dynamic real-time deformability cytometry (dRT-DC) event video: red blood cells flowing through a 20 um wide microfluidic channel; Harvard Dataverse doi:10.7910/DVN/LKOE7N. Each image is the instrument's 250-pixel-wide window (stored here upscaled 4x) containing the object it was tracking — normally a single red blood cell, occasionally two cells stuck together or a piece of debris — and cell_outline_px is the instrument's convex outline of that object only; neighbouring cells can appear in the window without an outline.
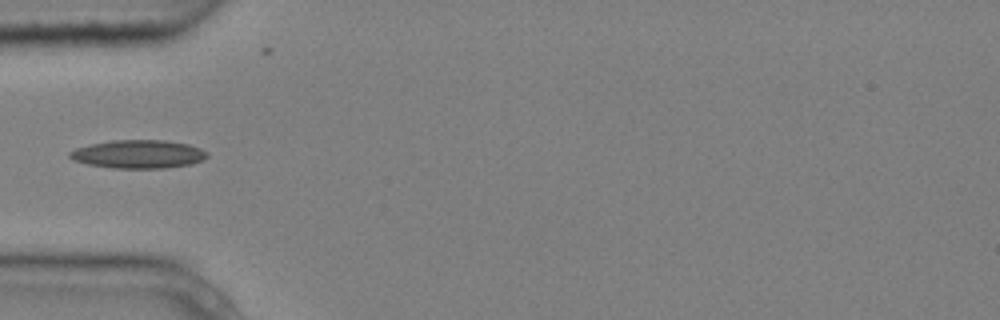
{"species": "common noctule bat (a hibernating species)", "species_latin": "Nyctalus noctula", "temperature_condition": "cold", "stored_images_in_passage": 5, "camera_frame_rate_fps": 3000, "um_per_image_px": 0.085, "animal": {"sex": "male", "body_mass_g": 20.4}, "frame": {"image": 1, "passage_image": 2, "time_ms": 0.333, "image_size_px": [1000, 320], "cell_outline_px": [[208, 156], [204, 160], [192, 164], [164, 168], [112, 168], [88, 164], [72, 160], [68, 156], [68, 152], [76, 148], [92, 144], [112, 140], [164, 140], [188, 144], [200, 148], [208, 152]], "centroid_in_image_um": [11.77, 13.1], "position_along_channel_um": 73.2, "area_um2": 22.77}}
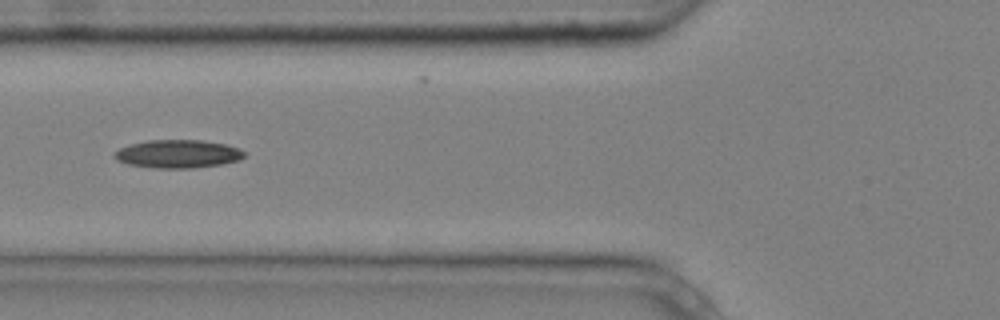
{"frame": {"image": 2, "passage_image": 3, "time_ms": 0.667, "image_size_px": [1000, 320], "cell_outline_px": [[244, 156], [240, 160], [220, 164], [192, 168], [156, 168], [128, 164], [116, 160], [112, 156], [112, 152], [120, 148], [132, 144], [148, 140], [200, 140], [224, 144], [240, 148], [244, 152]], "centroid_in_image_um": [15.09, 13.08], "position_along_channel_um": 110.7, "area_um2": 21.27}}